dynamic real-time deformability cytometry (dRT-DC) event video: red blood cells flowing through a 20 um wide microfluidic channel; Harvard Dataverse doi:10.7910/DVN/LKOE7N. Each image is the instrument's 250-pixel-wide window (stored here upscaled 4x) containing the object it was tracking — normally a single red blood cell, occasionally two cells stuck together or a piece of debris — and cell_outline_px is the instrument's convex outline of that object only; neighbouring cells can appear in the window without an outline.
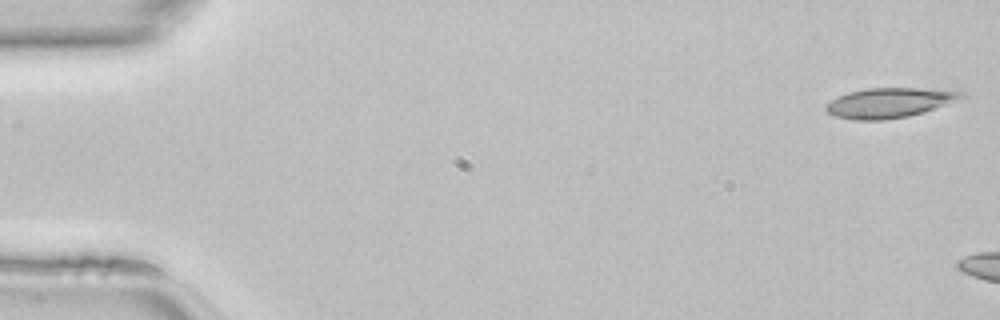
{"species": "common noctule bat (a hibernating species)", "species_latin": "Nyctalus noctula", "temperature_condition": "room temperature", "stored_images_in_passage": 5, "camera_frame_rate_fps": 3000, "um_per_image_px": 0.085, "animal": {"sex": "female", "body_mass_g": 22.7, "forearm_length_mm": 54.2}, "frame": {"image": 1, "passage_image": 1, "time_ms": 0.0, "image_size_px": [1000, 320], "cell_outline_px": [[968, 96], [924, 112], [908, 116], [884, 120], [852, 120], [836, 116], [828, 112], [824, 108], [824, 104], [836, 96], [848, 92], [868, 88], [956, 88], [964, 92]], "centroid_in_image_um": [75.65, 8.71], "position_along_channel_um": 9.3, "area_um2": 24.16}}